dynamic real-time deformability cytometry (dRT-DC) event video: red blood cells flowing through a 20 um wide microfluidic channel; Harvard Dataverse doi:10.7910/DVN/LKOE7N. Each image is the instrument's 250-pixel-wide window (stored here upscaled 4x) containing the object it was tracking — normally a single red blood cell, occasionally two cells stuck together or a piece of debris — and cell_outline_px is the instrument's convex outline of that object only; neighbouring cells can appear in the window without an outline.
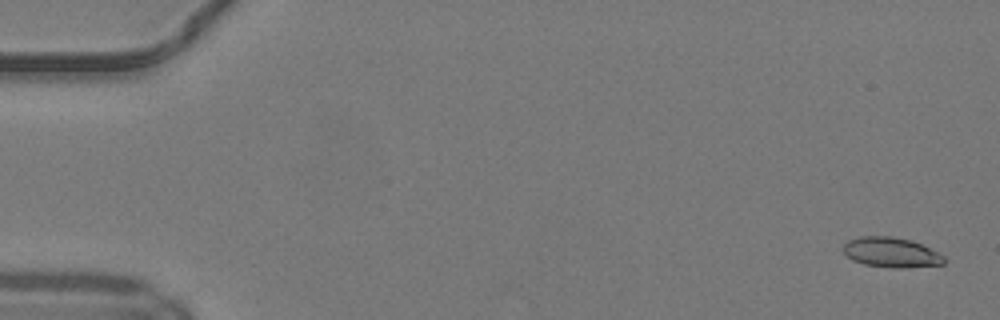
{"species": "common noctule bat (a hibernating species)", "species_latin": "Nyctalus noctula", "temperature_condition": "warm", "stored_images_in_passage": 50, "camera_frame_rate_fps": 3000, "um_per_image_px": 0.085, "animal": {"sex": "male", "body_mass_g": 19.2, "forearm_length_mm": 51.8}, "frame": {"image": 1, "passage_image": 2, "time_ms": 0.333, "image_size_px": [1000, 320], "cell_outline_px": [[944, 264], [908, 268], [892, 268], [864, 264], [852, 260], [844, 252], [844, 244], [848, 240], [860, 236], [892, 236], [912, 240], [944, 256]], "centroid_in_image_um": [75.74, 21.46], "position_along_channel_um": 9.3, "area_um2": 17.57}}
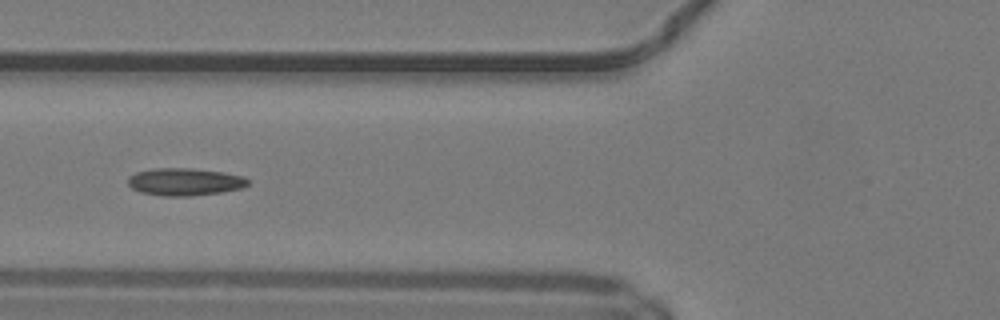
{"frame": {"image": 2, "passage_image": 20, "time_ms": 6.333, "image_size_px": [1000, 320], "cell_outline_px": [[248, 184], [240, 188], [220, 192], [188, 196], [164, 196], [140, 192], [132, 188], [128, 184], [128, 176], [136, 172], [156, 168], [188, 168], [224, 172], [244, 176], [248, 180]], "centroid_in_image_um": [15.68, 15.45], "position_along_channel_um": 110.1, "area_um2": 19.07}}
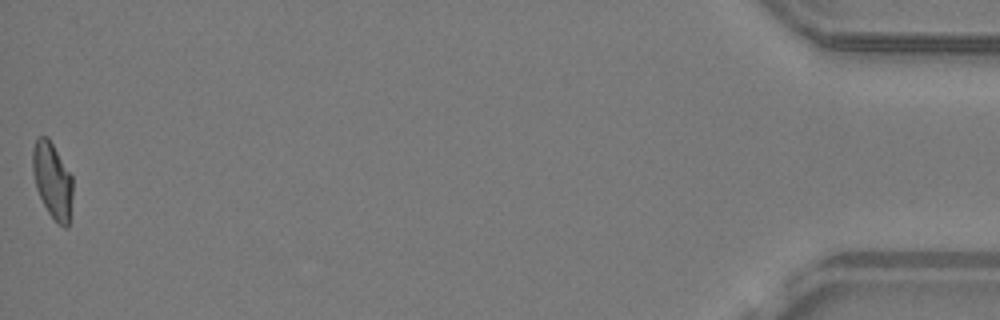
{"frame": {"image": 3, "passage_image": 50, "time_ms": 16.333, "image_size_px": [1000, 320], "cell_outline_px": [[72, 196], [68, 228], [64, 228], [48, 212], [36, 188], [32, 172], [32, 148], [36, 136], [48, 136], [72, 176]], "centroid_in_image_um": [4.44, 15.28], "position_along_channel_um": 430.8, "area_um2": 17.74}, "authors_computed_cell_mechanics": {"area_um2": 18.0914, "velocity_mm_per_s": 4.1957, "shape_relaxation_time_tau1_ms": 7.0741, "shape_relaxation_time_tau2_ms": 1.7821, "deformation_change_tau1": 0.1917, "deformation_change_tau2": 0.0914}}